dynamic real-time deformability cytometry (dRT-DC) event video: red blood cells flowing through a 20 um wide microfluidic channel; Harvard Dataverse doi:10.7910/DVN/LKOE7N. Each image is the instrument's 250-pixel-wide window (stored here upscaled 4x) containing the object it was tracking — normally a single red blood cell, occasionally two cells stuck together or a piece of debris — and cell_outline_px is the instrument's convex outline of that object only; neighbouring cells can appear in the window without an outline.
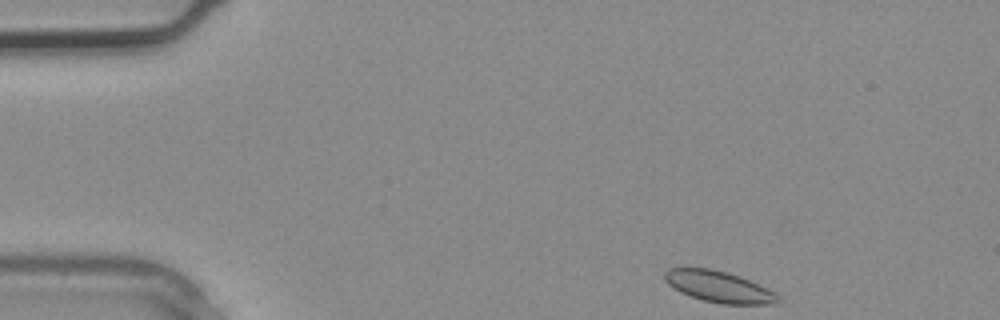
{"species": "common noctule bat (a hibernating species)", "species_latin": "Nyctalus noctula", "temperature_condition": "warm", "stored_images_in_passage": 4, "segment_of_instrument_passage": [2, 2], "camera_frame_rate_fps": 3000, "um_per_image_px": 0.085, "animal": {"sex": "male", "body_mass_g": 20.4}, "frame": {"image": 1, "passage_image": 4, "time_ms": 1.0, "image_size_px": [1000, 320], "cell_outline_px": [[780, 300], [776, 304], [720, 304], [704, 300], [680, 292], [668, 284], [664, 280], [664, 272], [668, 268], [712, 268], [728, 272], [740, 276], [776, 292], [780, 296]], "centroid_in_image_um": [61.12, 24.36], "position_along_channel_um": 23.9, "area_um2": 20.75}}